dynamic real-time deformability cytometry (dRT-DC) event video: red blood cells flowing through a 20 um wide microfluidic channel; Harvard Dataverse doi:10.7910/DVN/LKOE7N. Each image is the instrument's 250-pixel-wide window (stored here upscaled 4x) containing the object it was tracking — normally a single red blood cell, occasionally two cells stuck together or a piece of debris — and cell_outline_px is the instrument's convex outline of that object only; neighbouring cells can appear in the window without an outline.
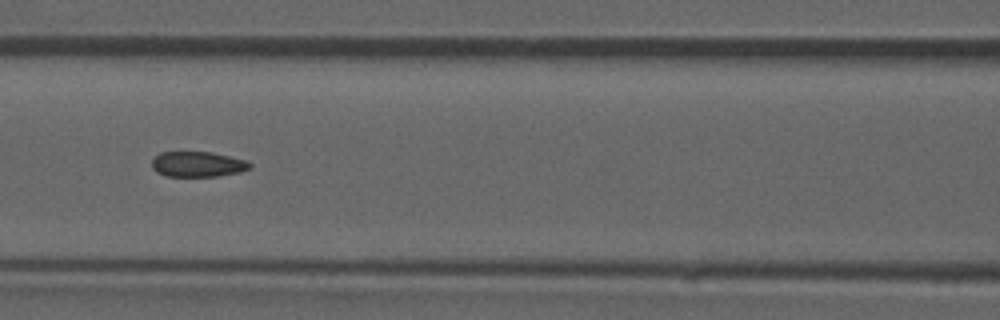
{"species": "common noctule bat (a hibernating species)", "species_latin": "Nyctalus noctula", "temperature_condition": "room temperature", "stored_images_in_passage": 54, "camera_frame_rate_fps": 3000, "um_per_image_px": 0.085, "animal": {"sex": "male", "forearm_length_mm": 52.5}, "frame": {"image": 1, "passage_image": 24, "time_ms": 7.667, "image_size_px": [1000, 320], "cell_outline_px": [[252, 168], [240, 172], [216, 176], [168, 176], [156, 172], [152, 168], [152, 160], [160, 152], [212, 152], [248, 160], [252, 164]], "centroid_in_image_um": [16.84, 13.95], "position_along_channel_um": 149.8, "area_um2": 14.57}, "authors_computed_cell_mechanics": {"area_um2": 15.4037, "velocity_mm_per_s": 3.8674, "shape_relaxation_time_tau1_ms": null, "shape_relaxation_time_tau2_ms": 1.0262, "deformation_change_tau1": null, "deformation_change_tau2": 0.0455}}